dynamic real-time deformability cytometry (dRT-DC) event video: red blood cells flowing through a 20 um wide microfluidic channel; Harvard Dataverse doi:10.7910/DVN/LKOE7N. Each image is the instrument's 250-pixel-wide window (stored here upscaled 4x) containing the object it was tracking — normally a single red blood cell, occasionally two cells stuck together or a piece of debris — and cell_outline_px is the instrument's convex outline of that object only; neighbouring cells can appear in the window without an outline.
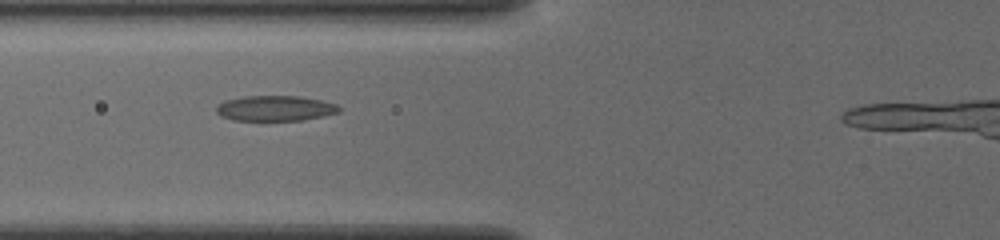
{"species": "common noctule bat (a hibernating species)", "species_latin": "Nyctalus noctula", "temperature_condition": "cold", "stored_images_in_passage": 8, "camera_frame_rate_fps": 3000, "um_per_image_px": 0.085, "animal": {"sex": "female", "body_mass_g": 19.5, "forearm_length_mm": 54.1}, "frame": {"image": 1, "passage_image": 7, "time_ms": 2.0, "image_size_px": [1000, 240], "cell_outline_px": [[340, 112], [324, 116], [304, 120], [232, 120], [220, 116], [216, 112], [216, 108], [224, 100], [244, 96], [300, 96], [320, 100], [336, 104], [340, 108]], "centroid_in_image_um": [23.39, 9.2], "position_along_channel_um": 102.4, "area_um2": 18.15}}